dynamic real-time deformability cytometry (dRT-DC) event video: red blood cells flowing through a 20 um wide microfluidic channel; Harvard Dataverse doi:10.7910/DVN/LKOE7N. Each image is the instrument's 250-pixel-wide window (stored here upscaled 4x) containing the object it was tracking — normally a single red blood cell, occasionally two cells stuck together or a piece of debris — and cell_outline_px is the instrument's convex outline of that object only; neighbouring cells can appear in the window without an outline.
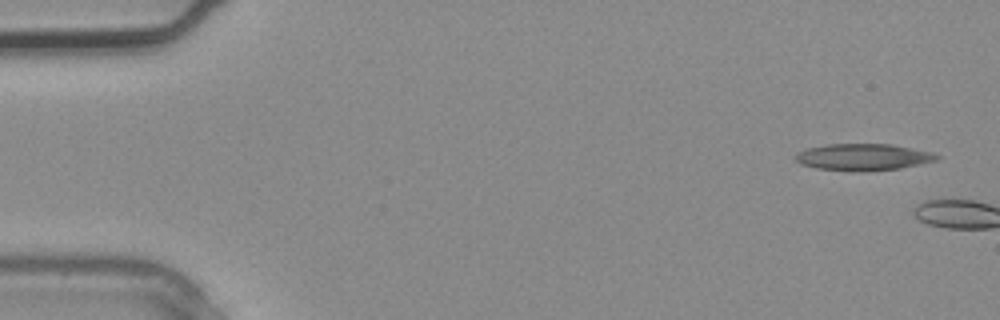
{"species": "common noctule bat (a hibernating species)", "species_latin": "Nyctalus noctula", "temperature_condition": "warm", "stored_images_in_passage": 4, "camera_frame_rate_fps": 3000, "um_per_image_px": 0.085, "animal": {"sex": "male", "body_mass_g": 20.4}, "frame": {"image": 1, "passage_image": 1, "time_ms": 0.0, "image_size_px": [1000, 320], "cell_outline_px": [[940, 156], [936, 160], [900, 168], [860, 172], [816, 168], [800, 164], [796, 160], [796, 152], [804, 148], [824, 144], [892, 144], [932, 152]], "centroid_in_image_um": [73.31, 13.34], "position_along_channel_um": 11.7, "area_um2": 22.08}}